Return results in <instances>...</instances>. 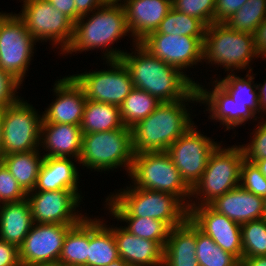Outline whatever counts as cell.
<instances>
[{"label":"cell","instance_id":"9f6ffc18","mask_svg":"<svg viewBox=\"0 0 266 266\" xmlns=\"http://www.w3.org/2000/svg\"><path fill=\"white\" fill-rule=\"evenodd\" d=\"M35 266H62V265L56 263V264L35 265Z\"/></svg>","mask_w":266,"mask_h":266},{"label":"cell","instance_id":"f1b7e54d","mask_svg":"<svg viewBox=\"0 0 266 266\" xmlns=\"http://www.w3.org/2000/svg\"><path fill=\"white\" fill-rule=\"evenodd\" d=\"M125 127L119 106L87 100L80 125L83 134L105 132Z\"/></svg>","mask_w":266,"mask_h":266},{"label":"cell","instance_id":"d6a6232c","mask_svg":"<svg viewBox=\"0 0 266 266\" xmlns=\"http://www.w3.org/2000/svg\"><path fill=\"white\" fill-rule=\"evenodd\" d=\"M196 258L199 266H240L241 262L224 251L196 226Z\"/></svg>","mask_w":266,"mask_h":266},{"label":"cell","instance_id":"d590c367","mask_svg":"<svg viewBox=\"0 0 266 266\" xmlns=\"http://www.w3.org/2000/svg\"><path fill=\"white\" fill-rule=\"evenodd\" d=\"M266 19V0H248L224 23L234 31L252 34Z\"/></svg>","mask_w":266,"mask_h":266},{"label":"cell","instance_id":"83f0119b","mask_svg":"<svg viewBox=\"0 0 266 266\" xmlns=\"http://www.w3.org/2000/svg\"><path fill=\"white\" fill-rule=\"evenodd\" d=\"M43 160L40 150L3 155V164L26 193L34 190Z\"/></svg>","mask_w":266,"mask_h":266},{"label":"cell","instance_id":"ee69618b","mask_svg":"<svg viewBox=\"0 0 266 266\" xmlns=\"http://www.w3.org/2000/svg\"><path fill=\"white\" fill-rule=\"evenodd\" d=\"M0 266H22L19 259V248L1 239Z\"/></svg>","mask_w":266,"mask_h":266},{"label":"cell","instance_id":"8d00e7d4","mask_svg":"<svg viewBox=\"0 0 266 266\" xmlns=\"http://www.w3.org/2000/svg\"><path fill=\"white\" fill-rule=\"evenodd\" d=\"M243 257L266 256V219L241 225Z\"/></svg>","mask_w":266,"mask_h":266},{"label":"cell","instance_id":"2e32d148","mask_svg":"<svg viewBox=\"0 0 266 266\" xmlns=\"http://www.w3.org/2000/svg\"><path fill=\"white\" fill-rule=\"evenodd\" d=\"M73 225L33 223L19 247L22 266L56 264L68 230Z\"/></svg>","mask_w":266,"mask_h":266},{"label":"cell","instance_id":"ffe728a7","mask_svg":"<svg viewBox=\"0 0 266 266\" xmlns=\"http://www.w3.org/2000/svg\"><path fill=\"white\" fill-rule=\"evenodd\" d=\"M123 7L134 45L158 29L172 8V0H126Z\"/></svg>","mask_w":266,"mask_h":266},{"label":"cell","instance_id":"f546056e","mask_svg":"<svg viewBox=\"0 0 266 266\" xmlns=\"http://www.w3.org/2000/svg\"><path fill=\"white\" fill-rule=\"evenodd\" d=\"M89 246V216L87 215L67 232L58 264L62 266H87Z\"/></svg>","mask_w":266,"mask_h":266},{"label":"cell","instance_id":"f907efd6","mask_svg":"<svg viewBox=\"0 0 266 266\" xmlns=\"http://www.w3.org/2000/svg\"><path fill=\"white\" fill-rule=\"evenodd\" d=\"M253 163L257 166V168L260 170V172L266 178V158L261 159V160H256Z\"/></svg>","mask_w":266,"mask_h":266},{"label":"cell","instance_id":"7bdbcfd3","mask_svg":"<svg viewBox=\"0 0 266 266\" xmlns=\"http://www.w3.org/2000/svg\"><path fill=\"white\" fill-rule=\"evenodd\" d=\"M248 0H216L215 22H224Z\"/></svg>","mask_w":266,"mask_h":266},{"label":"cell","instance_id":"ac0fdd59","mask_svg":"<svg viewBox=\"0 0 266 266\" xmlns=\"http://www.w3.org/2000/svg\"><path fill=\"white\" fill-rule=\"evenodd\" d=\"M213 80V82H212ZM208 84L212 83V89L196 84L198 92L199 103L205 105V111H209L208 119L210 121L220 122V125L226 128L224 131L237 128L238 126L246 124L247 121H259L260 119L247 106H238L232 97L214 80L212 79ZM254 120V121H253Z\"/></svg>","mask_w":266,"mask_h":266},{"label":"cell","instance_id":"9a60e30c","mask_svg":"<svg viewBox=\"0 0 266 266\" xmlns=\"http://www.w3.org/2000/svg\"><path fill=\"white\" fill-rule=\"evenodd\" d=\"M26 199L33 223L75 225L86 216L77 209L82 199L72 190L31 191Z\"/></svg>","mask_w":266,"mask_h":266},{"label":"cell","instance_id":"4fadbf2b","mask_svg":"<svg viewBox=\"0 0 266 266\" xmlns=\"http://www.w3.org/2000/svg\"><path fill=\"white\" fill-rule=\"evenodd\" d=\"M196 126L193 124L166 151L191 189L201 179L210 154L221 143L202 134Z\"/></svg>","mask_w":266,"mask_h":266},{"label":"cell","instance_id":"8fae6325","mask_svg":"<svg viewBox=\"0 0 266 266\" xmlns=\"http://www.w3.org/2000/svg\"><path fill=\"white\" fill-rule=\"evenodd\" d=\"M22 98L3 109L2 155L40 150L42 114Z\"/></svg>","mask_w":266,"mask_h":266},{"label":"cell","instance_id":"603a6c76","mask_svg":"<svg viewBox=\"0 0 266 266\" xmlns=\"http://www.w3.org/2000/svg\"><path fill=\"white\" fill-rule=\"evenodd\" d=\"M209 205L240 225L263 218V198L241 186L217 197Z\"/></svg>","mask_w":266,"mask_h":266},{"label":"cell","instance_id":"60d3db41","mask_svg":"<svg viewBox=\"0 0 266 266\" xmlns=\"http://www.w3.org/2000/svg\"><path fill=\"white\" fill-rule=\"evenodd\" d=\"M27 193L18 184L4 164L0 167V204L19 202L26 199Z\"/></svg>","mask_w":266,"mask_h":266},{"label":"cell","instance_id":"6da1fadb","mask_svg":"<svg viewBox=\"0 0 266 266\" xmlns=\"http://www.w3.org/2000/svg\"><path fill=\"white\" fill-rule=\"evenodd\" d=\"M120 60L128 68L133 86L156 97L160 102H173L187 97L198 81L151 55L139 43L132 44ZM194 80V81H193Z\"/></svg>","mask_w":266,"mask_h":266},{"label":"cell","instance_id":"ba28073f","mask_svg":"<svg viewBox=\"0 0 266 266\" xmlns=\"http://www.w3.org/2000/svg\"><path fill=\"white\" fill-rule=\"evenodd\" d=\"M128 176L134 187L171 193L189 205L191 188L166 151L135 153Z\"/></svg>","mask_w":266,"mask_h":266},{"label":"cell","instance_id":"d6986e66","mask_svg":"<svg viewBox=\"0 0 266 266\" xmlns=\"http://www.w3.org/2000/svg\"><path fill=\"white\" fill-rule=\"evenodd\" d=\"M57 80L52 89L56 99L45 108L42 121L80 126L87 101L84 90L71 75Z\"/></svg>","mask_w":266,"mask_h":266},{"label":"cell","instance_id":"52a82bcc","mask_svg":"<svg viewBox=\"0 0 266 266\" xmlns=\"http://www.w3.org/2000/svg\"><path fill=\"white\" fill-rule=\"evenodd\" d=\"M132 130L121 127L105 132L83 134L78 164L94 172L123 169L130 173L134 159Z\"/></svg>","mask_w":266,"mask_h":266},{"label":"cell","instance_id":"1f68e13d","mask_svg":"<svg viewBox=\"0 0 266 266\" xmlns=\"http://www.w3.org/2000/svg\"><path fill=\"white\" fill-rule=\"evenodd\" d=\"M160 104L156 97L134 87L119 106L123 124L125 127L132 128L147 118Z\"/></svg>","mask_w":266,"mask_h":266},{"label":"cell","instance_id":"f6af8a7d","mask_svg":"<svg viewBox=\"0 0 266 266\" xmlns=\"http://www.w3.org/2000/svg\"><path fill=\"white\" fill-rule=\"evenodd\" d=\"M252 34L256 53L260 58L266 60V19L261 22Z\"/></svg>","mask_w":266,"mask_h":266},{"label":"cell","instance_id":"db71d44e","mask_svg":"<svg viewBox=\"0 0 266 266\" xmlns=\"http://www.w3.org/2000/svg\"><path fill=\"white\" fill-rule=\"evenodd\" d=\"M108 266H129L124 260L118 259L117 261L111 263Z\"/></svg>","mask_w":266,"mask_h":266},{"label":"cell","instance_id":"cb8c5ba5","mask_svg":"<svg viewBox=\"0 0 266 266\" xmlns=\"http://www.w3.org/2000/svg\"><path fill=\"white\" fill-rule=\"evenodd\" d=\"M74 158L44 157L33 191L72 190L82 199L79 191V170Z\"/></svg>","mask_w":266,"mask_h":266},{"label":"cell","instance_id":"836d02e7","mask_svg":"<svg viewBox=\"0 0 266 266\" xmlns=\"http://www.w3.org/2000/svg\"><path fill=\"white\" fill-rule=\"evenodd\" d=\"M117 221L125 222L122 227L137 237L157 242L163 249L168 239L170 227L163 221L143 217H114Z\"/></svg>","mask_w":266,"mask_h":266},{"label":"cell","instance_id":"7a4b0ae2","mask_svg":"<svg viewBox=\"0 0 266 266\" xmlns=\"http://www.w3.org/2000/svg\"><path fill=\"white\" fill-rule=\"evenodd\" d=\"M90 14L81 16L74 23L72 41L63 54L86 53L97 48L103 51L101 57L105 61L120 59L126 51L112 48L113 44L131 36L123 5L103 4Z\"/></svg>","mask_w":266,"mask_h":266},{"label":"cell","instance_id":"11a10c76","mask_svg":"<svg viewBox=\"0 0 266 266\" xmlns=\"http://www.w3.org/2000/svg\"><path fill=\"white\" fill-rule=\"evenodd\" d=\"M264 208H263V218L266 219V197L263 198Z\"/></svg>","mask_w":266,"mask_h":266},{"label":"cell","instance_id":"4316f807","mask_svg":"<svg viewBox=\"0 0 266 266\" xmlns=\"http://www.w3.org/2000/svg\"><path fill=\"white\" fill-rule=\"evenodd\" d=\"M98 218L89 217L87 266H108L120 259L113 231L105 223L106 219Z\"/></svg>","mask_w":266,"mask_h":266},{"label":"cell","instance_id":"5bb4252c","mask_svg":"<svg viewBox=\"0 0 266 266\" xmlns=\"http://www.w3.org/2000/svg\"><path fill=\"white\" fill-rule=\"evenodd\" d=\"M204 39L205 37L160 34L154 31L142 39L139 44L154 57L186 74L185 71L189 67L194 68L193 66L204 61Z\"/></svg>","mask_w":266,"mask_h":266},{"label":"cell","instance_id":"c3c4849f","mask_svg":"<svg viewBox=\"0 0 266 266\" xmlns=\"http://www.w3.org/2000/svg\"><path fill=\"white\" fill-rule=\"evenodd\" d=\"M263 83L264 84H257L259 109L261 110V119L264 118V115H266V80Z\"/></svg>","mask_w":266,"mask_h":266},{"label":"cell","instance_id":"b9f144b4","mask_svg":"<svg viewBox=\"0 0 266 266\" xmlns=\"http://www.w3.org/2000/svg\"><path fill=\"white\" fill-rule=\"evenodd\" d=\"M21 83L11 74L0 69V108L12 105L17 102L21 96H18L17 90L22 87Z\"/></svg>","mask_w":266,"mask_h":266},{"label":"cell","instance_id":"7402d4cb","mask_svg":"<svg viewBox=\"0 0 266 266\" xmlns=\"http://www.w3.org/2000/svg\"><path fill=\"white\" fill-rule=\"evenodd\" d=\"M107 226L113 231L119 258L129 266H163L164 249L157 242L132 235L122 226Z\"/></svg>","mask_w":266,"mask_h":266},{"label":"cell","instance_id":"484cf974","mask_svg":"<svg viewBox=\"0 0 266 266\" xmlns=\"http://www.w3.org/2000/svg\"><path fill=\"white\" fill-rule=\"evenodd\" d=\"M33 225L27 199L0 204V239L20 247Z\"/></svg>","mask_w":266,"mask_h":266},{"label":"cell","instance_id":"30bf717a","mask_svg":"<svg viewBox=\"0 0 266 266\" xmlns=\"http://www.w3.org/2000/svg\"><path fill=\"white\" fill-rule=\"evenodd\" d=\"M21 1L23 6L17 15L24 21L34 40L41 43L50 41L52 48L57 47L63 55L72 41L74 22L47 0Z\"/></svg>","mask_w":266,"mask_h":266},{"label":"cell","instance_id":"e0dca14e","mask_svg":"<svg viewBox=\"0 0 266 266\" xmlns=\"http://www.w3.org/2000/svg\"><path fill=\"white\" fill-rule=\"evenodd\" d=\"M188 218L224 251L234 255L240 262L243 257L241 225L224 214L215 211L210 205L187 207Z\"/></svg>","mask_w":266,"mask_h":266},{"label":"cell","instance_id":"7dc6e473","mask_svg":"<svg viewBox=\"0 0 266 266\" xmlns=\"http://www.w3.org/2000/svg\"><path fill=\"white\" fill-rule=\"evenodd\" d=\"M54 8L69 17L75 23L74 0H47Z\"/></svg>","mask_w":266,"mask_h":266},{"label":"cell","instance_id":"8992f818","mask_svg":"<svg viewBox=\"0 0 266 266\" xmlns=\"http://www.w3.org/2000/svg\"><path fill=\"white\" fill-rule=\"evenodd\" d=\"M256 58L259 55L255 51L253 34L234 31L224 22H214L206 28L203 63H210L212 67L220 65L227 73L247 68L246 72H251V62Z\"/></svg>","mask_w":266,"mask_h":266},{"label":"cell","instance_id":"277c9868","mask_svg":"<svg viewBox=\"0 0 266 266\" xmlns=\"http://www.w3.org/2000/svg\"><path fill=\"white\" fill-rule=\"evenodd\" d=\"M129 185L107 195L104 208L111 217L154 218L171 229L188 219V208L177 196Z\"/></svg>","mask_w":266,"mask_h":266},{"label":"cell","instance_id":"d4e9b609","mask_svg":"<svg viewBox=\"0 0 266 266\" xmlns=\"http://www.w3.org/2000/svg\"><path fill=\"white\" fill-rule=\"evenodd\" d=\"M196 225L188 218L169 231L163 266H199L196 258Z\"/></svg>","mask_w":266,"mask_h":266},{"label":"cell","instance_id":"f5cc1de1","mask_svg":"<svg viewBox=\"0 0 266 266\" xmlns=\"http://www.w3.org/2000/svg\"><path fill=\"white\" fill-rule=\"evenodd\" d=\"M126 0H102L103 4H111V5H123ZM120 2V3H118Z\"/></svg>","mask_w":266,"mask_h":266},{"label":"cell","instance_id":"f35d334b","mask_svg":"<svg viewBox=\"0 0 266 266\" xmlns=\"http://www.w3.org/2000/svg\"><path fill=\"white\" fill-rule=\"evenodd\" d=\"M259 121L250 134L252 135L250 136V142L240 145L244 153V159L251 163L266 158V119L262 118Z\"/></svg>","mask_w":266,"mask_h":266},{"label":"cell","instance_id":"bcb514c9","mask_svg":"<svg viewBox=\"0 0 266 266\" xmlns=\"http://www.w3.org/2000/svg\"><path fill=\"white\" fill-rule=\"evenodd\" d=\"M75 1V22L84 15L102 6V0H74Z\"/></svg>","mask_w":266,"mask_h":266},{"label":"cell","instance_id":"816d5d0a","mask_svg":"<svg viewBox=\"0 0 266 266\" xmlns=\"http://www.w3.org/2000/svg\"><path fill=\"white\" fill-rule=\"evenodd\" d=\"M3 109L0 108V155H2Z\"/></svg>","mask_w":266,"mask_h":266},{"label":"cell","instance_id":"6f0895ef","mask_svg":"<svg viewBox=\"0 0 266 266\" xmlns=\"http://www.w3.org/2000/svg\"><path fill=\"white\" fill-rule=\"evenodd\" d=\"M3 164V155H0V167Z\"/></svg>","mask_w":266,"mask_h":266},{"label":"cell","instance_id":"44dd1931","mask_svg":"<svg viewBox=\"0 0 266 266\" xmlns=\"http://www.w3.org/2000/svg\"><path fill=\"white\" fill-rule=\"evenodd\" d=\"M82 136V130L78 125L42 121L39 148L46 151L44 157L79 160Z\"/></svg>","mask_w":266,"mask_h":266},{"label":"cell","instance_id":"3957f363","mask_svg":"<svg viewBox=\"0 0 266 266\" xmlns=\"http://www.w3.org/2000/svg\"><path fill=\"white\" fill-rule=\"evenodd\" d=\"M187 102L199 103L196 88L184 99L161 102L147 118L133 126L134 153L167 151L170 145L195 124L190 114L192 108H187Z\"/></svg>","mask_w":266,"mask_h":266},{"label":"cell","instance_id":"7c38bea8","mask_svg":"<svg viewBox=\"0 0 266 266\" xmlns=\"http://www.w3.org/2000/svg\"><path fill=\"white\" fill-rule=\"evenodd\" d=\"M107 70L71 75L83 88L86 99L120 106L134 88L130 72L120 60H106Z\"/></svg>","mask_w":266,"mask_h":266},{"label":"cell","instance_id":"681fc988","mask_svg":"<svg viewBox=\"0 0 266 266\" xmlns=\"http://www.w3.org/2000/svg\"><path fill=\"white\" fill-rule=\"evenodd\" d=\"M240 266H266V256L242 258Z\"/></svg>","mask_w":266,"mask_h":266},{"label":"cell","instance_id":"9c48e42d","mask_svg":"<svg viewBox=\"0 0 266 266\" xmlns=\"http://www.w3.org/2000/svg\"><path fill=\"white\" fill-rule=\"evenodd\" d=\"M36 43L15 12H0V69L21 84L28 73Z\"/></svg>","mask_w":266,"mask_h":266},{"label":"cell","instance_id":"5b68a950","mask_svg":"<svg viewBox=\"0 0 266 266\" xmlns=\"http://www.w3.org/2000/svg\"><path fill=\"white\" fill-rule=\"evenodd\" d=\"M221 144L210 154L201 179L191 189L188 207L209 205L217 197L240 186L243 150L240 145L226 148Z\"/></svg>","mask_w":266,"mask_h":266},{"label":"cell","instance_id":"74e56055","mask_svg":"<svg viewBox=\"0 0 266 266\" xmlns=\"http://www.w3.org/2000/svg\"><path fill=\"white\" fill-rule=\"evenodd\" d=\"M172 8L201 20L207 27L215 22L216 0H172Z\"/></svg>","mask_w":266,"mask_h":266},{"label":"cell","instance_id":"e575fe53","mask_svg":"<svg viewBox=\"0 0 266 266\" xmlns=\"http://www.w3.org/2000/svg\"><path fill=\"white\" fill-rule=\"evenodd\" d=\"M206 28L201 20L171 8L156 31L160 34L205 37Z\"/></svg>","mask_w":266,"mask_h":266},{"label":"cell","instance_id":"ab89813d","mask_svg":"<svg viewBox=\"0 0 266 266\" xmlns=\"http://www.w3.org/2000/svg\"><path fill=\"white\" fill-rule=\"evenodd\" d=\"M240 186L257 196L266 197V178L254 163L245 159L241 165Z\"/></svg>","mask_w":266,"mask_h":266},{"label":"cell","instance_id":"4dcf8cb0","mask_svg":"<svg viewBox=\"0 0 266 266\" xmlns=\"http://www.w3.org/2000/svg\"><path fill=\"white\" fill-rule=\"evenodd\" d=\"M254 75L257 74H253L252 71L246 73L244 78L237 76L235 72L227 73L223 79L217 78L215 81L232 97L238 106H247L256 115L260 113L259 116L261 117L257 83H254Z\"/></svg>","mask_w":266,"mask_h":266}]
</instances>
